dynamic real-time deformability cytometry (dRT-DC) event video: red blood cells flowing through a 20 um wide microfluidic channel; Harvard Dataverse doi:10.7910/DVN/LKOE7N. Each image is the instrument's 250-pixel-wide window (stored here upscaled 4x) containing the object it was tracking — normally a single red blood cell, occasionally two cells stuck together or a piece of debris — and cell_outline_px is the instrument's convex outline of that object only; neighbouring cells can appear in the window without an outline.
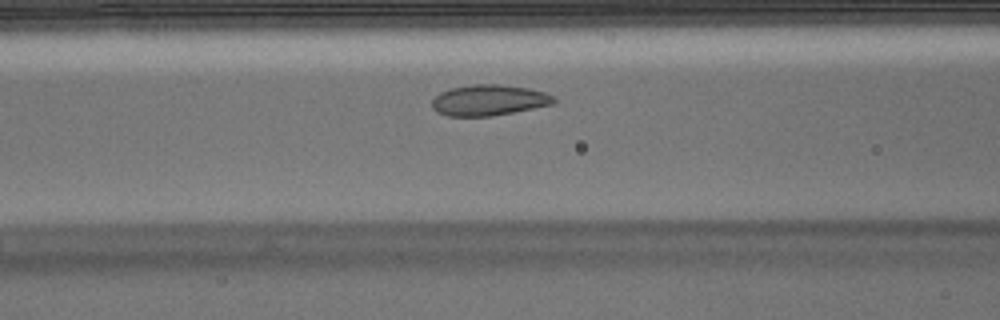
{"species": "Egyptian fruit bat (a non-hibernating species)", "species_latin": "Rousettus aegyptiacus", "temperature_condition": "warm", "stored_images_in_passage": 41, "camera_frame_rate_fps": 3000, "um_per_image_px": 0.085, "animal": {"sex": "male"}, "frame": {"image": 1, "passage_image": 12, "time_ms": 3.667, "image_size_px": [1000, 320], "cell_outline_px": [[556, 100], [552, 104], [492, 116], [448, 116], [436, 112], [432, 108], [432, 100], [440, 92], [452, 88], [472, 84], [500, 84], [528, 88], [544, 92], [552, 96]], "centroid_in_image_um": [41.51, 8.51], "position_along_channel_um": 125.1, "area_um2": 21.73}, "authors_computed_cell_mechanics": {"area_um2": 22.5998, "velocity_mm_per_s": 3.7656, "shape_relaxation_time_tau1_ms": 3.4831, "shape_relaxation_time_tau2_ms": 1.861, "deformation_change_tau1": 0.0912, "deformation_change_tau2": 0.0571}}